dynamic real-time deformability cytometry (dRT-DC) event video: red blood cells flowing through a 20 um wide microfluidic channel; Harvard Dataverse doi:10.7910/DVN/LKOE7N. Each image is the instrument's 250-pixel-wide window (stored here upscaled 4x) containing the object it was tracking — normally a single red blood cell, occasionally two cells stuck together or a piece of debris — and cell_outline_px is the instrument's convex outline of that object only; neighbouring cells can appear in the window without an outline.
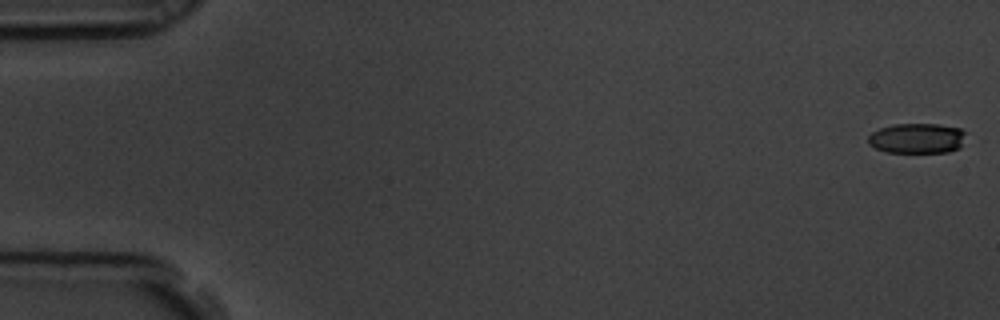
{"species": "common noctule bat (a hibernating species)", "species_latin": "Nyctalus noctula", "temperature_condition": "room temperature", "stored_images_in_passage": 58, "camera_frame_rate_fps": 3000, "um_per_image_px": 0.085, "animal": {"sex": "male", "body_mass_g": 19.5, "forearm_length_mm": 54.6}, "frame": {"image": 1, "passage_image": 1, "time_ms": 0.0, "image_size_px": [1000, 320], "cell_outline_px": [[964, 132], [960, 148], [948, 152], [884, 152], [868, 144], [868, 136], [872, 132], [880, 128], [892, 124], [940, 124], [960, 128]], "centroid_in_image_um": [77.91, 11.75], "position_along_channel_um": 7.1, "area_um2": 17.17}}
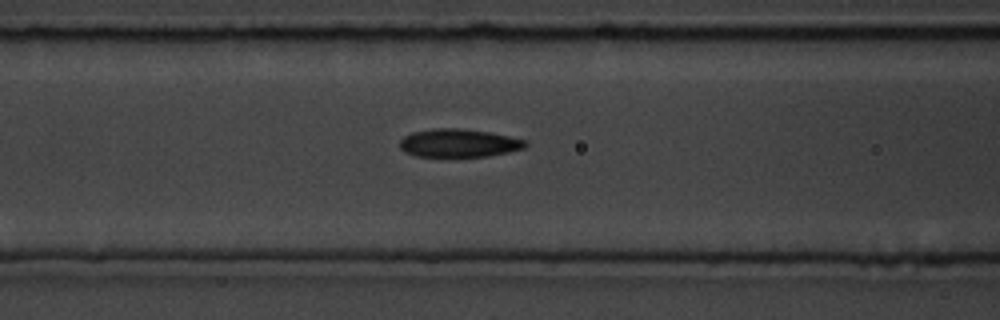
{"frame": {"image": 2, "passage_image": 24, "time_ms": 7.667, "image_size_px": [1000, 320], "cell_outline_px": [[528, 144], [524, 148], [508, 152], [488, 156], [416, 156], [404, 152], [400, 148], [400, 140], [404, 136], [412, 132], [432, 128], [456, 128], [488, 132], [528, 140]], "centroid_in_image_um": [38.99, 12.15], "position_along_channel_um": 127.6, "area_um2": 20.58}}
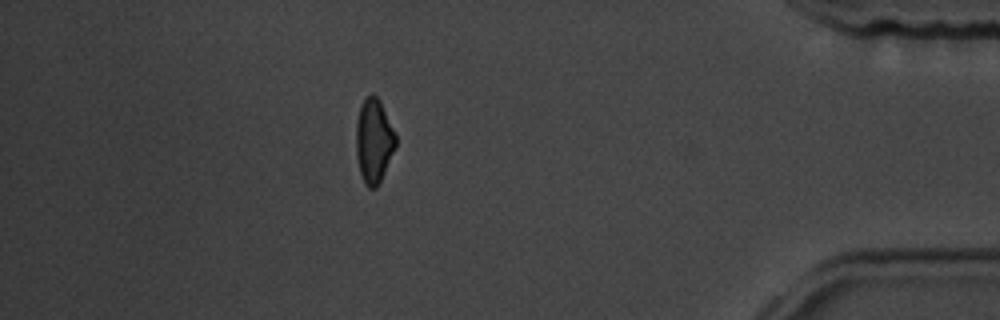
{"frame": {"image": 3, "passage_image": 51, "time_ms": 16.667, "image_size_px": [1000, 320], "cell_outline_px": [[396, 144], [384, 172], [376, 188], [368, 188], [364, 184], [360, 172], [356, 156], [356, 120], [360, 104], [372, 92], [380, 100], [396, 136]], "centroid_in_image_um": [31.74, 11.95], "position_along_channel_um": 403.5, "area_um2": 19.31}, "authors_computed_cell_mechanics": {"area_um2": 20.1144, "velocity_mm_per_s": 3.5546, "shape_relaxation_time_tau1_ms": 2.6668, "shape_relaxation_time_tau2_ms": 3.3353, "deformation_change_tau1": 0.12, "deformation_change_tau2": 0.1204}}